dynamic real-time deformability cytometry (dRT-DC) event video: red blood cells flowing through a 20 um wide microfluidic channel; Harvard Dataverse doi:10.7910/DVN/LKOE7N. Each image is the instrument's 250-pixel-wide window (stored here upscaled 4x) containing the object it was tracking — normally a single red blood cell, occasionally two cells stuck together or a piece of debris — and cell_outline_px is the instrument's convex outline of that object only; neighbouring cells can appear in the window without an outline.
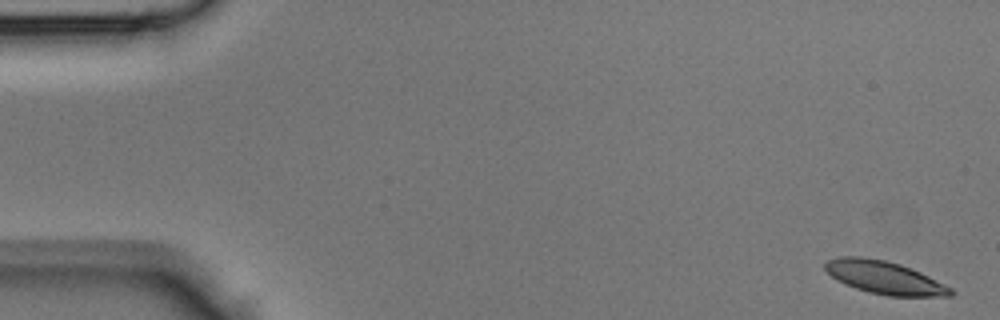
{"species": "Egyptian fruit bat (a non-hibernating species)", "species_latin": "Rousettus aegyptiacus", "temperature_condition": "room temperature", "stored_images_in_passage": 43, "camera_frame_rate_fps": 3000, "um_per_image_px": 0.085, "animal": {"sex": "male"}, "frame": {"image": 1, "passage_image": 1, "time_ms": 0.0, "image_size_px": [1000, 320], "cell_outline_px": [[956, 292], [952, 296], [888, 296], [868, 292], [856, 288], [836, 280], [824, 268], [824, 264], [828, 260], [840, 256], [860, 256], [884, 260], [900, 264], [920, 272], [952, 288]], "centroid_in_image_um": [75.18, 23.59], "position_along_channel_um": 9.8, "area_um2": 23.99}}
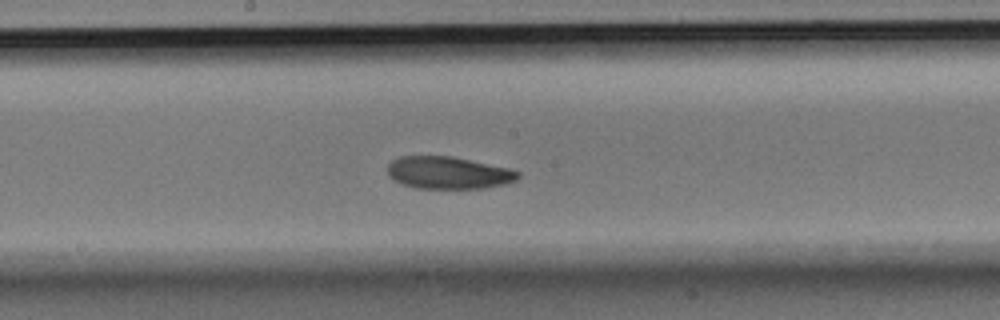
{"frame": {"image": 2, "passage_image": 23, "time_ms": 7.333, "image_size_px": [1000, 320], "cell_outline_px": [[520, 176], [516, 180], [504, 184], [484, 188], [416, 188], [404, 184], [388, 176], [388, 164], [392, 160], [400, 156], [452, 156], [508, 168], [520, 172]], "centroid_in_image_um": [38.11, 14.68], "position_along_channel_um": 210.1, "area_um2": 24.39}}
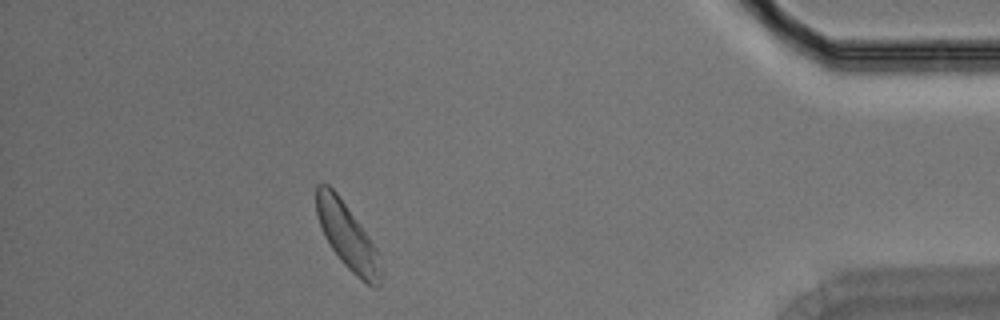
{"frame": {"image": 3, "passage_image": 39, "time_ms": 12.667, "image_size_px": [1000, 320], "cell_outline_px": [[380, 284], [376, 288], [372, 288], [356, 276], [340, 260], [324, 236], [316, 212], [316, 184], [328, 184], [336, 192], [368, 236], [376, 248], [380, 256]], "centroid_in_image_um": [29.52, 20.1], "position_along_channel_um": 405.7, "area_um2": 24.22}}